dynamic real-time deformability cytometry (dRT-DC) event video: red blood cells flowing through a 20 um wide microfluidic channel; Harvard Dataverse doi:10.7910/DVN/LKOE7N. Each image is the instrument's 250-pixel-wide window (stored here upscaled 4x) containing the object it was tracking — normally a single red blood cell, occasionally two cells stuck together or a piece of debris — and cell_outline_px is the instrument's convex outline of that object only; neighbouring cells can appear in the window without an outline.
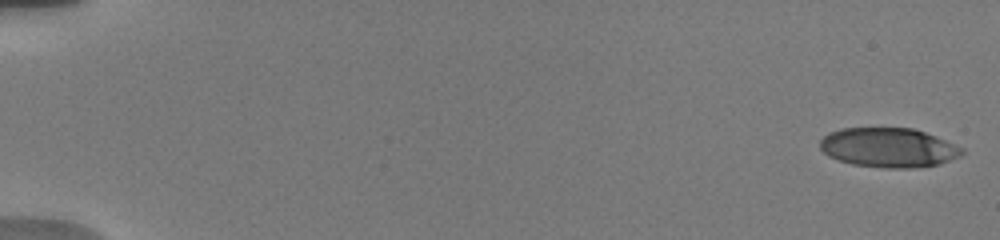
{"species": "human", "species_latin": "Homo sapiens", "temperature_condition": "warm", "stored_images_in_passage": 17, "camera_frame_rate_fps": 3000, "um_per_image_px": 0.085, "donor": {"sex": "male"}, "frame": {"image": 1, "passage_image": 1, "time_ms": 0.0, "image_size_px": [1000, 240], "cell_outline_px": [[964, 152], [960, 156], [940, 164], [912, 168], [884, 168], [852, 164], [828, 156], [820, 148], [820, 140], [828, 132], [840, 128], [912, 128], [936, 136], [964, 148]], "centroid_in_image_um": [75.52, 12.54], "position_along_channel_um": 9.5, "area_um2": 32.71}}
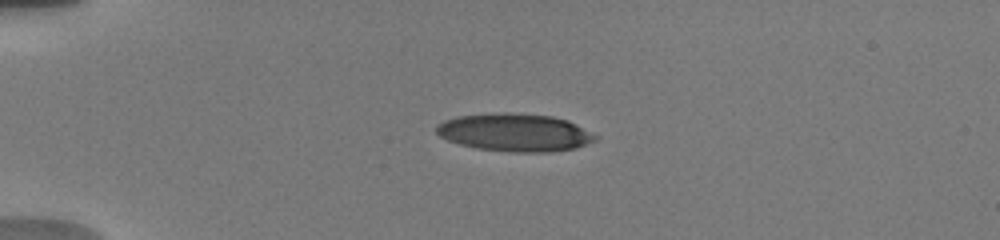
{"frame": {"image": 2, "passage_image": 10, "time_ms": 4.333, "image_size_px": [1000, 240], "cell_outline_px": [[596, 140], [576, 148], [552, 152], [512, 152], [476, 148], [460, 144], [448, 140], [440, 136], [436, 132], [436, 124], [444, 120], [456, 116], [504, 112], [508, 112], [552, 116], [568, 120], [576, 124], [596, 136]], "centroid_in_image_um": [43.73, 11.26], "position_along_channel_um": 41.3, "area_um2": 35.03}}
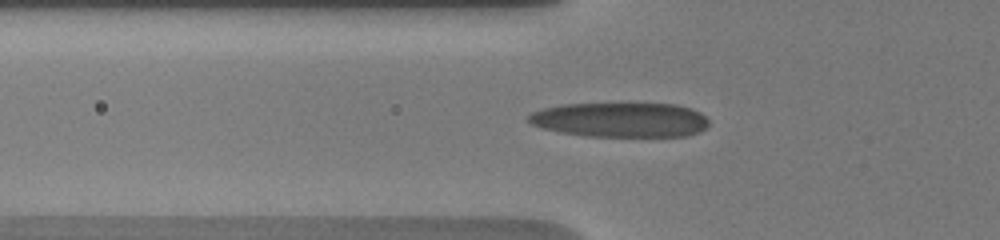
{"frame": {"image": 3, "passage_image": 15, "time_ms": 6.333, "image_size_px": [1000, 240], "cell_outline_px": [[708, 124], [700, 132], [688, 136], [588, 136], [560, 132], [540, 128], [532, 124], [528, 120], [528, 116], [532, 112], [544, 108], [560, 104], [676, 104], [692, 108], [700, 112], [708, 120]], "centroid_in_image_um": [52.74, 10.18], "position_along_channel_um": 73.1, "area_um2": 36.41}}